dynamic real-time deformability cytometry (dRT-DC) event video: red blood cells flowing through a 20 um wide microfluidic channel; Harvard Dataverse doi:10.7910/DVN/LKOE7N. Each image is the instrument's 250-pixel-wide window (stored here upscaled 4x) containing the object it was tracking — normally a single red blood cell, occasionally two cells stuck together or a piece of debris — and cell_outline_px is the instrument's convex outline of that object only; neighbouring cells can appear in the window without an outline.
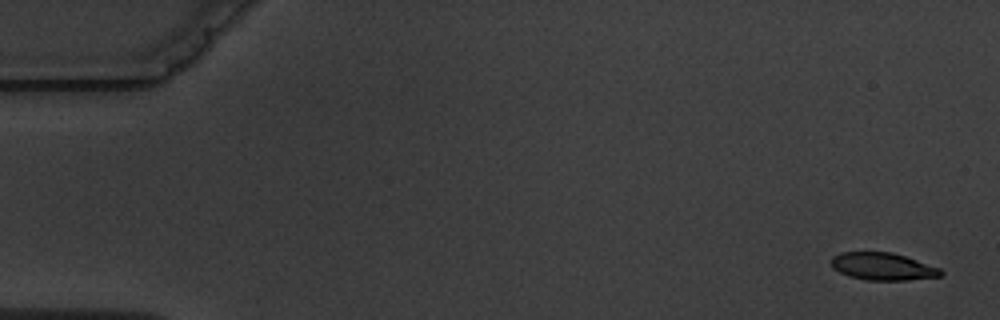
{"species": "common noctule bat (a hibernating species)", "species_latin": "Nyctalus noctula", "temperature_condition": "warm", "stored_images_in_passage": 6, "camera_frame_rate_fps": 3000, "um_per_image_px": 0.085, "animal": {"sex": "male", "body_mass_g": 19.5, "forearm_length_mm": 54.6}, "frame": {"image": 1, "passage_image": 1, "time_ms": 0.0, "image_size_px": [1000, 320], "cell_outline_px": [[944, 272], [940, 276], [908, 280], [864, 280], [848, 276], [832, 268], [832, 256], [840, 252], [892, 252], [940, 268]], "centroid_in_image_um": [75.01, 22.65], "position_along_channel_um": 10.0, "area_um2": 17.46}}